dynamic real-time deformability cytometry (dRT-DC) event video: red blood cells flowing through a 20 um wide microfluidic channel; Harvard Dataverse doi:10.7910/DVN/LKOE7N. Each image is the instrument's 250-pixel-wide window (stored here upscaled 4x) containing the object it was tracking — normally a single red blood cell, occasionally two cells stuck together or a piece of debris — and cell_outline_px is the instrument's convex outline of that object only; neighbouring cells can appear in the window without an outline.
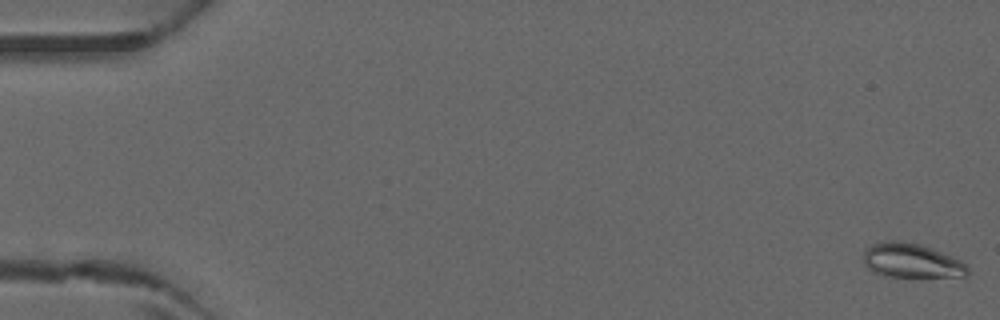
{"species": "common noctule bat (a hibernating species)", "species_latin": "Nyctalus noctula", "temperature_condition": "warm", "stored_images_in_passage": 46, "camera_frame_rate_fps": 3000, "um_per_image_px": 0.085, "animal": {"sex": "male", "forearm_length_mm": 52.5}, "frame": {"image": 1, "passage_image": 1, "time_ms": 0.0, "image_size_px": [1000, 320], "cell_outline_px": [[968, 276], [884, 276], [872, 272], [864, 264], [864, 248], [872, 244], [888, 240], [896, 240], [920, 244], [932, 248], [952, 256], [960, 260], [968, 268]], "centroid_in_image_um": [77.43, 22.14], "position_along_channel_um": 7.6, "area_um2": 20.81}}
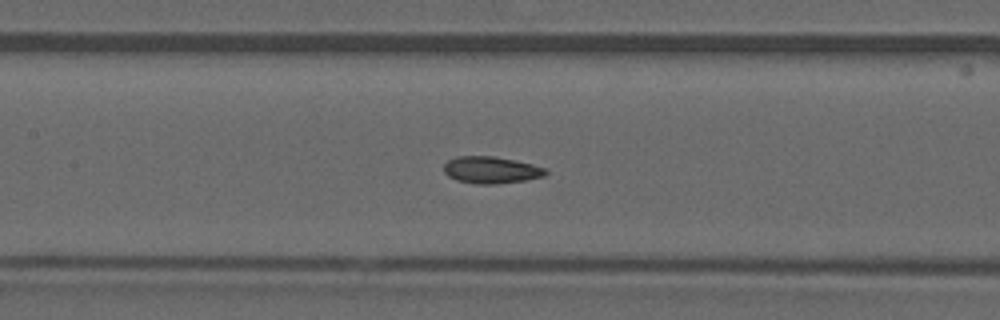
{"frame": {"image": 2, "passage_image": 22, "time_ms": 7.0, "image_size_px": [1000, 320], "cell_outline_px": [[548, 172], [544, 176], [524, 180], [496, 184], [476, 184], [456, 180], [448, 176], [444, 172], [444, 164], [448, 160], [456, 156], [492, 156], [532, 164], [548, 168]], "centroid_in_image_um": [41.73, 14.45], "position_along_channel_um": 165.7, "area_um2": 15.95}}
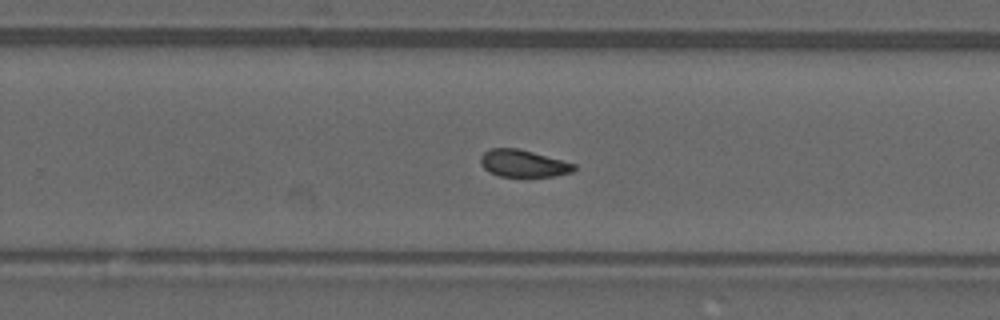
{"frame": {"image": 3, "passage_image": 30, "time_ms": 9.667, "image_size_px": [1000, 320], "cell_outline_px": [[576, 168], [572, 172], [556, 176], [500, 176], [488, 172], [480, 164], [480, 156], [488, 148], [516, 148], [532, 152], [576, 164]], "centroid_in_image_um": [44.44, 13.89], "position_along_channel_um": 285.4, "area_um2": 14.74}}